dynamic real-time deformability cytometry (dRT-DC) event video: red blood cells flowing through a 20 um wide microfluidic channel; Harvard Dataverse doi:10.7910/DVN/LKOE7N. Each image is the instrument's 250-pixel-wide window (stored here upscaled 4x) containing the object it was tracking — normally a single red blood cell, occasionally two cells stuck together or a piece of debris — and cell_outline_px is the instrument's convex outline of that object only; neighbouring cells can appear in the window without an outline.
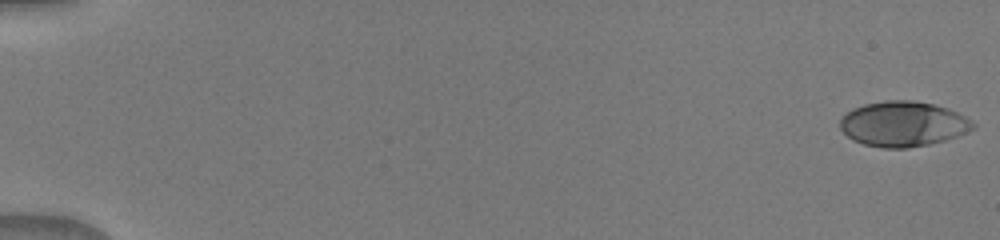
{"species": "human", "species_latin": "Homo sapiens", "temperature_condition": "warm", "stored_images_in_passage": 19, "camera_frame_rate_fps": 3000, "um_per_image_px": 0.085, "donor": {"sex": "male"}, "frame": {"image": 1, "passage_image": 1, "time_ms": 0.0, "image_size_px": [1000, 240], "cell_outline_px": [[976, 128], [956, 136], [944, 140], [928, 144], [908, 148], [884, 148], [864, 144], [852, 140], [840, 128], [840, 120], [852, 108], [864, 104], [884, 100], [912, 100], [932, 104], [948, 108], [972, 120], [976, 124]], "centroid_in_image_um": [76.77, 10.53], "position_along_channel_um": 8.2, "area_um2": 34.91}}
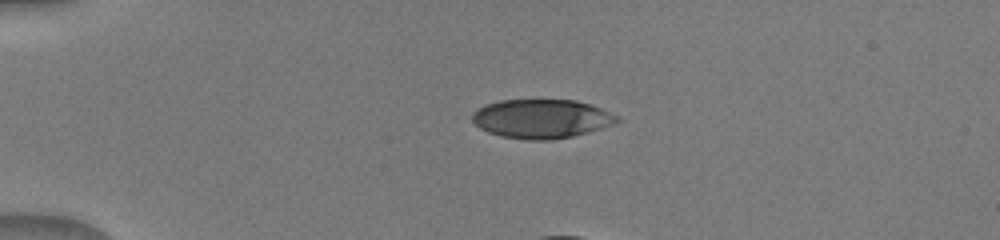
{"frame": {"image": 2, "passage_image": 13, "time_ms": 4.0, "image_size_px": [1000, 240], "cell_outline_px": [[620, 120], [616, 124], [588, 132], [572, 136], [552, 140], [524, 140], [500, 136], [488, 132], [480, 128], [472, 120], [472, 112], [484, 104], [500, 100], [576, 100], [600, 108], [620, 116]], "centroid_in_image_um": [46.03, 10.1], "position_along_channel_um": 39.0, "area_um2": 33.12}}